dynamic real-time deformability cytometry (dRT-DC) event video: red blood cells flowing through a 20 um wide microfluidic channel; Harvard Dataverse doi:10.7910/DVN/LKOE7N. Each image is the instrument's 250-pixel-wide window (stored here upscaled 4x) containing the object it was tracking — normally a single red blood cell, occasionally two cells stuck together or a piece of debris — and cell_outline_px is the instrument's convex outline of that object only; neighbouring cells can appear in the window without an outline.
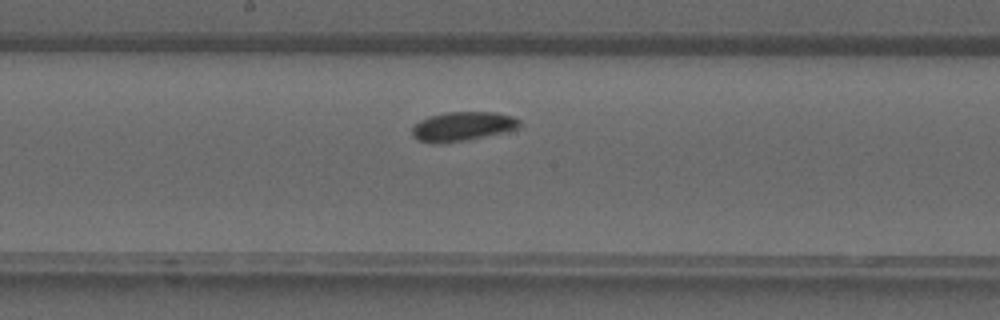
{"species": "common noctule bat (a hibernating species)", "species_latin": "Nyctalus noctula", "temperature_condition": "warm", "stored_images_in_passage": 31, "camera_frame_rate_fps": 3000, "um_per_image_px": 0.085, "animal": {"sex": "male", "forearm_length_mm": 52.5}, "frame": {"image": 1, "passage_image": 15, "time_ms": 4.667, "image_size_px": [1000, 320], "cell_outline_px": [[520, 128], [504, 132], [464, 140], [440, 144], [432, 144], [416, 140], [412, 136], [412, 128], [420, 120], [428, 116], [444, 112], [496, 112], [512, 116], [520, 120]], "centroid_in_image_um": [39.28, 10.74], "position_along_channel_um": 208.9, "area_um2": 18.44}}
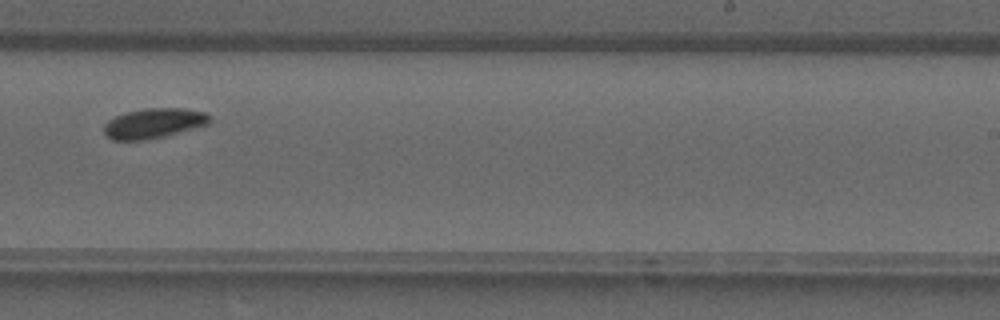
{"frame": {"image": 2, "passage_image": 19, "time_ms": 6.0, "image_size_px": [1000, 320], "cell_outline_px": [[212, 120], [208, 124], [164, 136], [144, 140], [112, 140], [104, 132], [104, 124], [108, 120], [116, 116], [128, 112], [144, 108], [184, 108], [204, 112], [212, 116]], "centroid_in_image_um": [13.09, 10.47], "position_along_channel_um": 275.9, "area_um2": 18.38}}
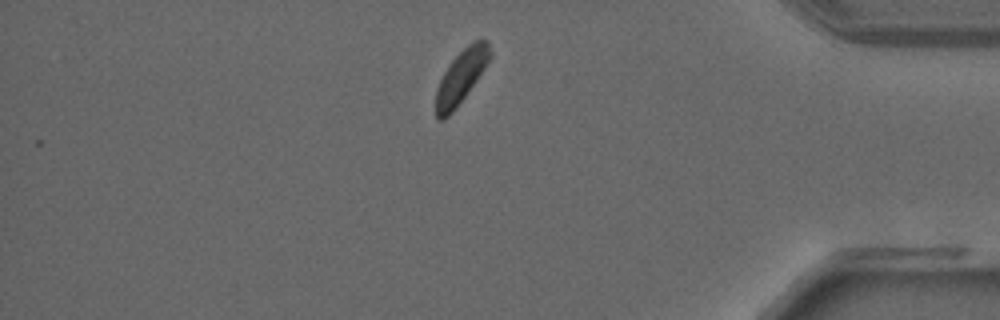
{"frame": {"image": 3, "passage_image": 28, "time_ms": 9.0, "image_size_px": [1000, 320], "cell_outline_px": [[492, 56], [476, 80], [452, 112], [444, 120], [436, 120], [436, 88], [444, 72], [452, 60], [468, 44], [480, 36], [488, 40], [492, 52]], "centroid_in_image_um": [39.21, 6.46], "position_along_channel_um": 396.0, "area_um2": 16.7}}